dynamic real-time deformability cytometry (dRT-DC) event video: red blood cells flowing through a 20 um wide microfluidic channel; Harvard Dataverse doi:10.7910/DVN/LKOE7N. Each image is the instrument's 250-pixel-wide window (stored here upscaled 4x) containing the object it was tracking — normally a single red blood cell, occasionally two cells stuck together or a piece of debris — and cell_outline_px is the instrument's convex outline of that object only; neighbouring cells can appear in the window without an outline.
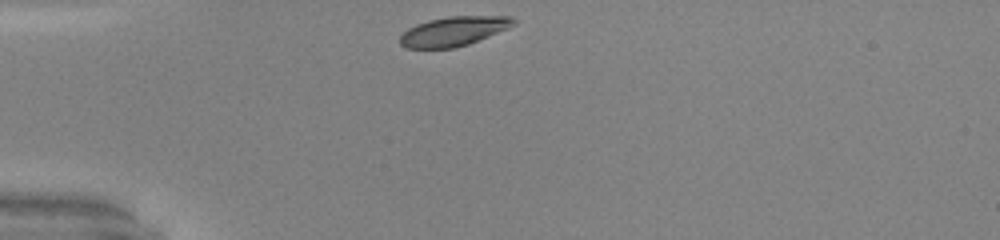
{"species": "common noctule bat (a hibernating species)", "species_latin": "Nyctalus noctula", "temperature_condition": "warm", "stored_images_in_passage": 28, "camera_frame_rate_fps": 3000, "um_per_image_px": 0.085, "animal": {"sex": "male", "body_mass_g": 20.0, "forearm_length_mm": 53.3}, "frame": {"image": 1, "passage_image": 1, "time_ms": 0.0, "image_size_px": [1000, 240], "cell_outline_px": [[516, 24], [508, 28], [468, 44], [452, 48], [404, 48], [400, 44], [400, 36], [408, 28], [416, 24], [428, 20], [448, 16], [512, 16], [516, 20]], "centroid_in_image_um": [38.55, 2.65], "position_along_channel_um": 46.4, "area_um2": 19.42}}
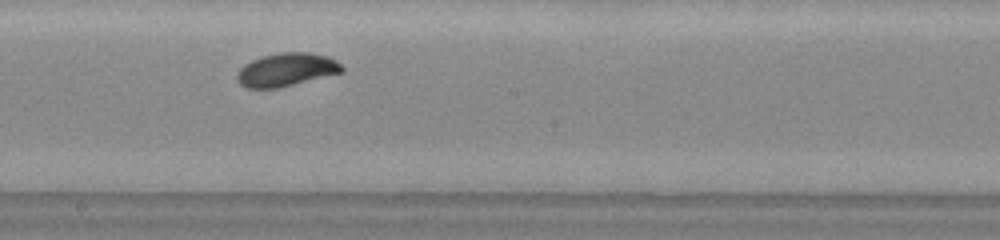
{"frame": {"image": 2, "passage_image": 16, "time_ms": 5.0, "image_size_px": [1000, 240], "cell_outline_px": [[344, 72], [276, 88], [248, 88], [240, 84], [236, 80], [236, 76], [240, 68], [244, 64], [252, 60], [264, 56], [280, 52], [308, 52], [328, 56], [336, 60], [344, 68]], "centroid_in_image_um": [24.35, 5.92], "position_along_channel_um": 223.9, "area_um2": 20.23}}
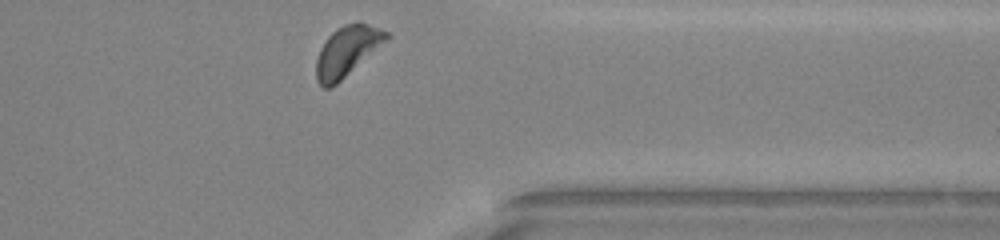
{"frame": {"image": 3, "passage_image": 28, "time_ms": 9.0, "image_size_px": [1000, 240], "cell_outline_px": [[392, 36], [388, 40], [332, 88], [324, 88], [316, 80], [316, 60], [320, 48], [328, 36], [336, 28], [344, 24], [356, 20], [380, 28], [388, 32]], "centroid_in_image_um": [29.51, 4.33], "position_along_channel_um": 381.9, "area_um2": 20.81}, "authors_computed_cell_mechanics": {"area_um2": 19.941, "velocity_mm_per_s": 4.089, "shape_relaxation_time_tau1_ms": 2.2698, "shape_relaxation_time_tau2_ms": null, "deformation_change_tau1": 0.119, "deformation_change_tau2": null}}